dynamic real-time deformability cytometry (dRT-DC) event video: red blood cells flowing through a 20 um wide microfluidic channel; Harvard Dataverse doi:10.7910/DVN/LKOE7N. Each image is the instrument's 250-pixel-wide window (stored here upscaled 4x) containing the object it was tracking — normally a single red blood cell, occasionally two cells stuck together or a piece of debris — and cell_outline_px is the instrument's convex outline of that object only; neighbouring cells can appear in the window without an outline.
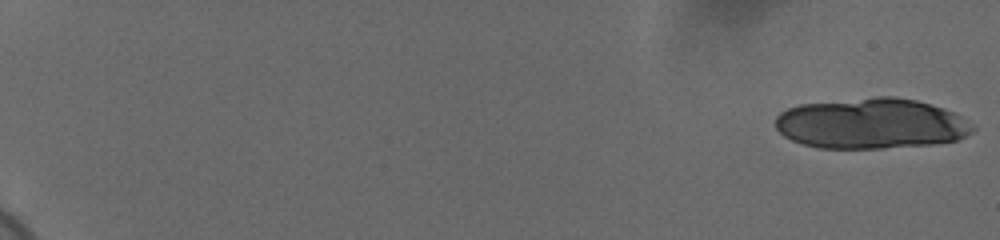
{"species": "human", "species_latin": "Homo sapiens", "temperature_condition": "cold", "stored_images_in_passage": 21, "camera_frame_rate_fps": 3000, "um_per_image_px": 0.085, "donor": {"sex": "female"}, "frame": {"image": 1, "passage_image": 1, "time_ms": 0.0, "image_size_px": [1000, 240], "cell_outline_px": [[976, 128], [972, 132], [956, 140], [932, 144], [884, 148], [820, 148], [804, 144], [792, 140], [784, 136], [776, 128], [776, 116], [780, 112], [788, 108], [800, 104], [876, 96], [896, 96], [916, 100], [944, 108], [960, 116], [972, 124]], "centroid_in_image_um": [74.04, 10.49], "position_along_channel_um": 11.0, "area_um2": 58.15}}